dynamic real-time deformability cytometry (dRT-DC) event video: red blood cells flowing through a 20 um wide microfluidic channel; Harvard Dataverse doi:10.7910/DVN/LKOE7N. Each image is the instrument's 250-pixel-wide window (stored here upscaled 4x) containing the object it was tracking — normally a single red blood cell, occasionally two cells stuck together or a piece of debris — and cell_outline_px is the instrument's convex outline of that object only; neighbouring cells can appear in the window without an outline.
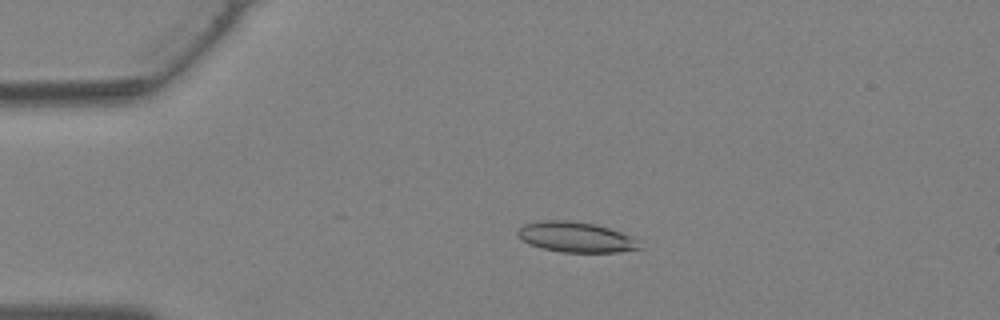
{"species": "Egyptian fruit bat (a non-hibernating species)", "species_latin": "Rousettus aegyptiacus", "temperature_condition": "warm", "stored_images_in_passage": 39, "camera_frame_rate_fps": 3000, "um_per_image_px": 0.085, "animal": {"sex": "female"}, "frame": {"image": 1, "passage_image": 9, "time_ms": 2.667, "image_size_px": [1000, 320], "cell_outline_px": [[644, 248], [616, 252], [560, 252], [540, 248], [528, 244], [516, 236], [516, 232], [524, 224], [540, 220], [568, 220], [596, 224], [632, 236]], "centroid_in_image_um": [48.91, 20.15], "position_along_channel_um": 36.1, "area_um2": 21.73}}
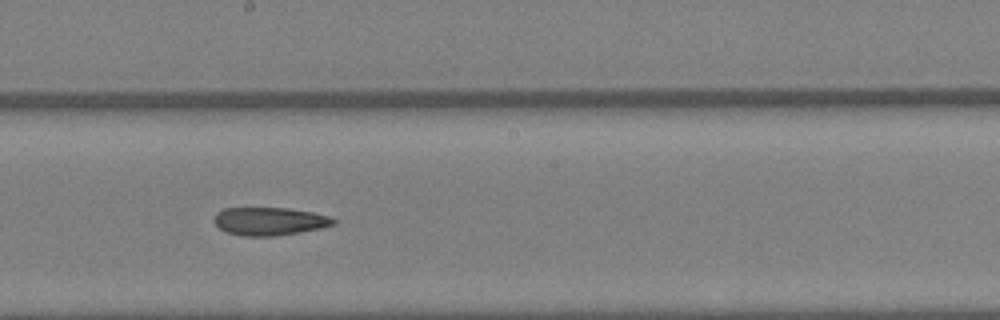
{"frame": {"image": 2, "passage_image": 22, "time_ms": 7.0, "image_size_px": [1000, 320], "cell_outline_px": [[336, 224], [320, 228], [300, 232], [276, 236], [244, 236], [224, 232], [212, 220], [216, 212], [224, 208], [288, 208], [312, 212], [332, 216], [336, 220]], "centroid_in_image_um": [22.9, 18.81], "position_along_channel_um": 225.3, "area_um2": 19.71}}
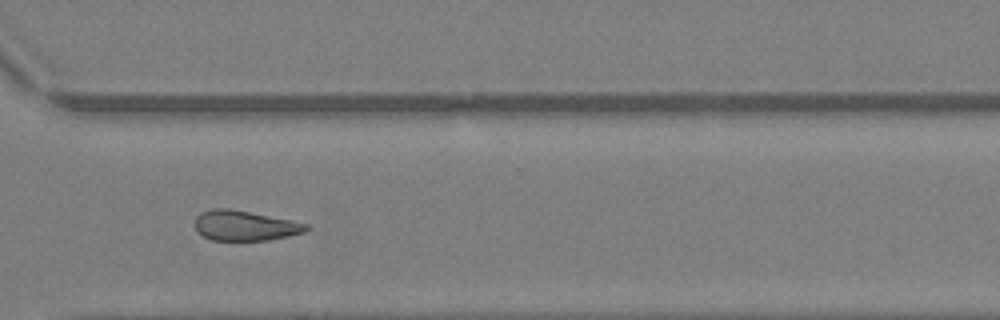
{"frame": {"image": 3, "passage_image": 29, "time_ms": 9.333, "image_size_px": [1000, 320], "cell_outline_px": [[308, 228], [304, 232], [288, 236], [268, 240], [212, 240], [204, 236], [196, 228], [196, 216], [200, 212], [212, 208], [228, 208], [292, 220], [308, 224]], "centroid_in_image_um": [20.81, 19.17], "position_along_channel_um": 349.8, "area_um2": 19.31}}